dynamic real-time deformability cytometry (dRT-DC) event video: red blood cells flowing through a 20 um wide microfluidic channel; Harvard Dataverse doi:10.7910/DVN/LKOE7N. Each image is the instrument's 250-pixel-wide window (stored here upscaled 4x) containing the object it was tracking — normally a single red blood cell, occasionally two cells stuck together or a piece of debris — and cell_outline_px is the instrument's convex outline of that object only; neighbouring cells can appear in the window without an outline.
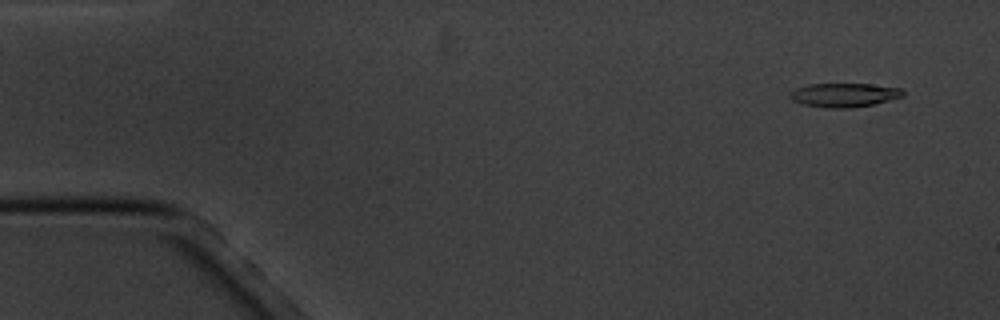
{"species": "common noctule bat (a hibernating species)", "species_latin": "Nyctalus noctula", "temperature_condition": "cold", "stored_images_in_passage": 4, "camera_frame_rate_fps": 3000, "um_per_image_px": 0.085, "animal": {"sex": "male", "body_mass_g": 20.1, "forearm_length_mm": 53.5}, "frame": {"image": 1, "passage_image": 1, "time_ms": 0.0, "image_size_px": [1000, 320], "cell_outline_px": [[904, 96], [872, 104], [848, 108], [828, 108], [804, 104], [792, 100], [788, 96], [796, 88], [808, 84], [872, 84], [900, 88], [904, 92]], "centroid_in_image_um": [71.75, 8.07], "position_along_channel_um": 13.3, "area_um2": 15.55}}
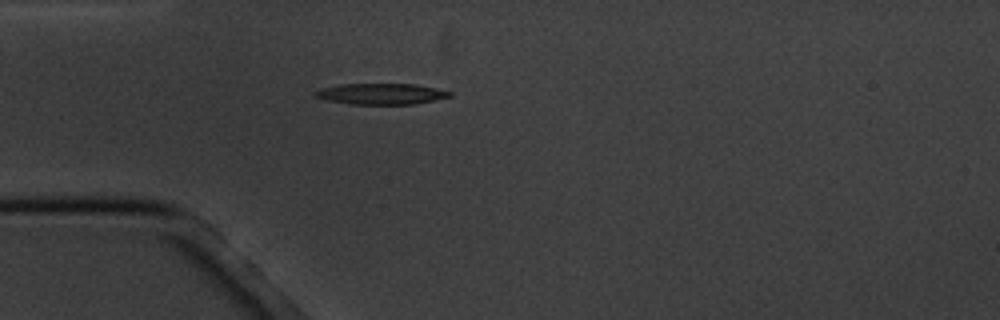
{"frame": {"image": 2, "passage_image": 4, "time_ms": 4.0, "image_size_px": [1000, 320], "cell_outline_px": [[452, 96], [416, 104], [352, 104], [328, 100], [316, 96], [312, 92], [320, 88], [340, 84], [416, 84], [436, 88], [452, 92]], "centroid_in_image_um": [32.41, 7.97], "position_along_channel_um": 52.6, "area_um2": 16.42}}